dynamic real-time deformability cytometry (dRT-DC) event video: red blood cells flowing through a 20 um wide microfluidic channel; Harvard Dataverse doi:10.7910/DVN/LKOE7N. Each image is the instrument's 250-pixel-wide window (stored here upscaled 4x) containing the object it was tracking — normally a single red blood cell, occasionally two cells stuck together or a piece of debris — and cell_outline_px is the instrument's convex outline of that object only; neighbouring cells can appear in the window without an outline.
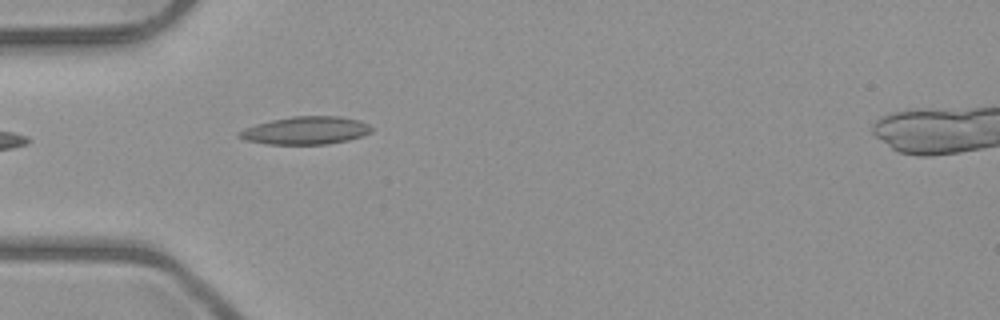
{"species": "common noctule bat (a hibernating species)", "species_latin": "Nyctalus noctula", "temperature_condition": "room temperature", "stored_images_in_passage": 6, "camera_frame_rate_fps": 3000, "um_per_image_px": 0.085, "animal": {"sex": "male", "body_mass_g": 23.1, "forearm_length_mm": 52.7}, "frame": {"image": 1, "passage_image": 6, "time_ms": 6.667, "image_size_px": [1000, 320], "cell_outline_px": [[372, 132], [364, 136], [348, 140], [324, 144], [268, 144], [244, 140], [236, 136], [236, 132], [244, 128], [256, 124], [272, 120], [292, 116], [340, 116], [360, 120], [368, 124], [372, 128]], "centroid_in_image_um": [25.98, 11.09], "position_along_channel_um": 59.0, "area_um2": 21.62}}